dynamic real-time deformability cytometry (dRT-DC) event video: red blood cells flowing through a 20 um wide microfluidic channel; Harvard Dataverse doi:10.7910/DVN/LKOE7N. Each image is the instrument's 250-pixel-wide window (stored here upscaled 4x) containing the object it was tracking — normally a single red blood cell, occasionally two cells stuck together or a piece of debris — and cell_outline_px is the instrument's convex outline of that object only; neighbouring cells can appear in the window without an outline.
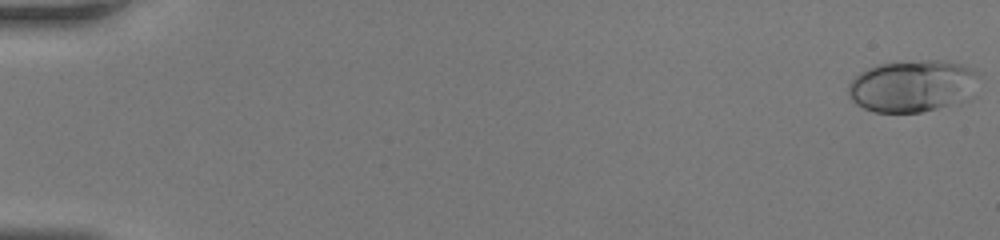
{"species": "human", "species_latin": "Homo sapiens", "temperature_condition": "room temperature", "stored_images_in_passage": 47, "camera_frame_rate_fps": 3000, "um_per_image_px": 0.085, "donor": {"sex": "female"}, "frame": {"image": 1, "passage_image": 1, "time_ms": 0.0, "image_size_px": [1000, 240], "cell_outline_px": [[972, 72], [948, 104], [936, 108], [920, 112], [876, 112], [864, 108], [856, 104], [852, 100], [848, 92], [848, 84], [860, 72], [868, 68], [880, 64], [924, 60], [936, 60], [960, 64], [968, 68]], "centroid_in_image_um": [77.16, 7.29], "position_along_channel_um": 7.8, "area_um2": 36.13}}
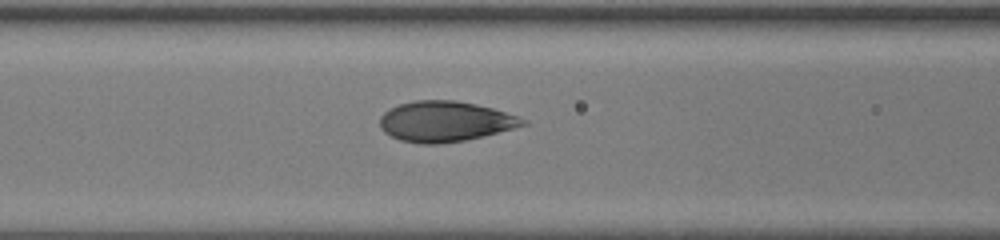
{"frame": {"image": 2, "passage_image": 21, "time_ms": 6.667, "image_size_px": [1000, 240], "cell_outline_px": [[528, 124], [464, 140], [440, 144], [420, 144], [400, 140], [384, 132], [380, 128], [380, 116], [384, 112], [400, 104], [416, 100], [456, 100], [476, 104], [492, 108], [528, 120]], "centroid_in_image_um": [37.79, 10.32], "position_along_channel_um": 128.8, "area_um2": 33.35}}
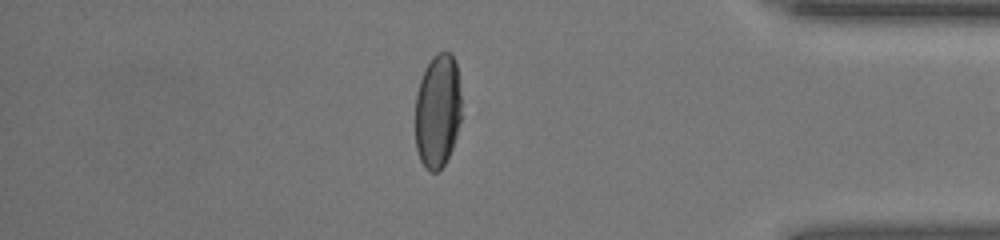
{"frame": {"image": 3, "passage_image": 40, "time_ms": 13.0, "image_size_px": [1000, 240], "cell_outline_px": [[460, 120], [456, 136], [452, 148], [444, 164], [436, 172], [428, 172], [424, 168], [420, 160], [416, 148], [416, 96], [420, 80], [432, 56], [436, 52], [452, 52], [456, 64], [460, 96]], "centroid_in_image_um": [37.19, 9.44], "position_along_channel_um": 398.0, "area_um2": 30.58}}